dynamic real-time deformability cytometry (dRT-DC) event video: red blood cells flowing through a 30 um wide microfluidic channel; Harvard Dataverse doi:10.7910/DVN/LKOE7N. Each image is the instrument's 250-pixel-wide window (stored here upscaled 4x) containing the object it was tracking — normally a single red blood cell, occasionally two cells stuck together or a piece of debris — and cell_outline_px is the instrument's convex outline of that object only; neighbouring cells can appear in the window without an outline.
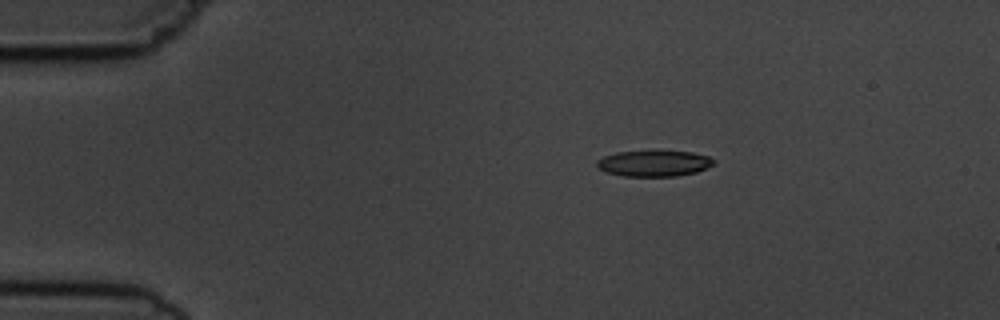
{"species": "common noctule bat (a hibernating species)", "species_latin": "Nyctalus noctula", "temperature_condition": "cold", "stored_images_in_passage": 5, "camera_frame_rate_fps": 3000, "um_per_image_px": 0.085, "animal": {"sex": "male", "body_mass_g": 19.5, "forearm_length_mm": 54.6}, "frame": {"image": 1, "passage_image": 3, "time_ms": 2.333, "image_size_px": [1000, 320], "cell_outline_px": [[712, 164], [696, 172], [676, 176], [624, 176], [608, 172], [600, 168], [596, 164], [596, 160], [604, 156], [616, 152], [692, 152], [708, 156], [712, 160]], "centroid_in_image_um": [55.55, 13.9], "position_along_channel_um": 29.5, "area_um2": 17.11}}
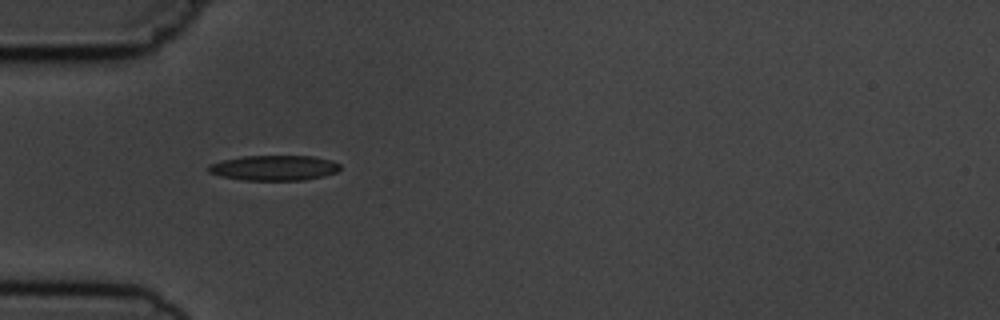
{"frame": {"image": 2, "passage_image": 5, "time_ms": 4.667, "image_size_px": [1000, 320], "cell_outline_px": [[340, 168], [336, 172], [324, 176], [304, 180], [244, 180], [220, 176], [208, 172], [208, 164], [224, 160], [244, 156], [312, 156], [332, 160], [340, 164]], "centroid_in_image_um": [23.31, 14.27], "position_along_channel_um": 61.7, "area_um2": 19.31}}